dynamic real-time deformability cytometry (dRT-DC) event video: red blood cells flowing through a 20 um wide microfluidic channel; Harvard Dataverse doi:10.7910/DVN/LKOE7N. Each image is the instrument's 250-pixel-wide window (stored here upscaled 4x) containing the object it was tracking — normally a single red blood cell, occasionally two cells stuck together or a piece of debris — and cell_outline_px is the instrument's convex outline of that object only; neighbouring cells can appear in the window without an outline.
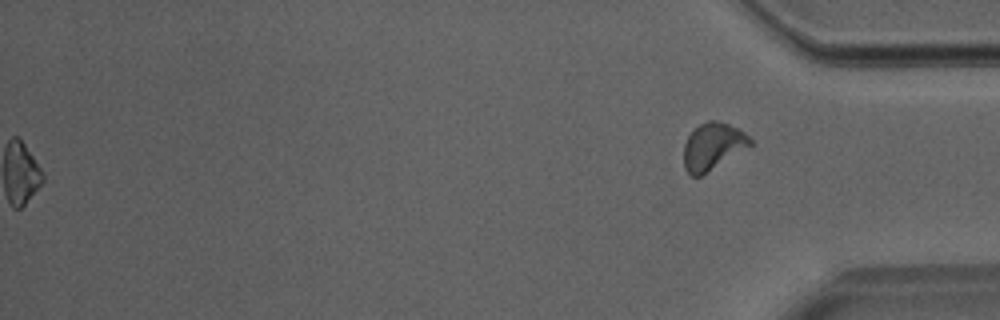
{"species": "Egyptian fruit bat (a non-hibernating species)", "species_latin": "Rousettus aegyptiacus", "temperature_condition": "room temperature", "stored_images_in_passage": 50, "segment_of_instrument_passage": [2, 2], "camera_frame_rate_fps": 3000, "um_per_image_px": 0.085, "animal": {"sex": "male"}, "frame": {"image": 1, "passage_image": 50, "time_ms": 16.333, "image_size_px": [1000, 320], "cell_outline_px": [[752, 144], [700, 176], [692, 176], [684, 168], [684, 144], [688, 136], [700, 124], [708, 120], [716, 120], [728, 124], [744, 132], [752, 140]], "centroid_in_image_um": [60.56, 12.42], "position_along_channel_um": 374.6, "area_um2": 17.69}}